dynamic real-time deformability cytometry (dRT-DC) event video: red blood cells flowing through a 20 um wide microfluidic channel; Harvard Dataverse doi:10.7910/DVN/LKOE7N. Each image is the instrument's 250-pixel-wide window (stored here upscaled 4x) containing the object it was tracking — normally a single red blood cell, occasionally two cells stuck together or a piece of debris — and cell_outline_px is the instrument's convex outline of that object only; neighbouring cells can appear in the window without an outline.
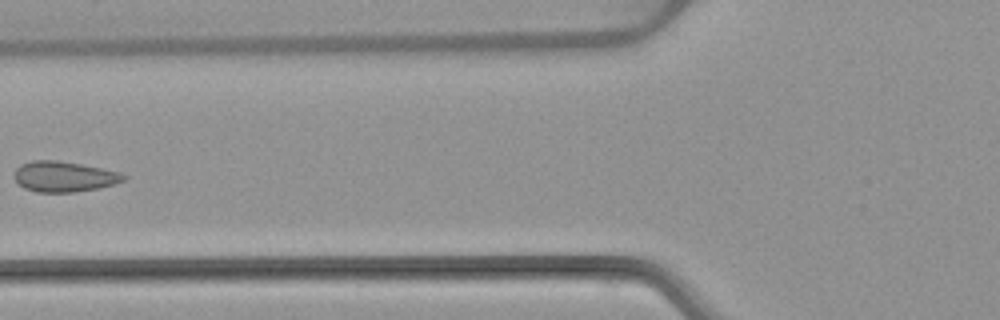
{"species": "common noctule bat (a hibernating species)", "species_latin": "Nyctalus noctula", "temperature_condition": "warm", "stored_images_in_passage": 7, "camera_frame_rate_fps": 3000, "um_per_image_px": 0.085, "animal": {"sex": "female", "body_mass_g": 22.7, "forearm_length_mm": 54.2}, "frame": {"image": 1, "passage_image": 6, "time_ms": 6.0, "image_size_px": [1000, 320], "cell_outline_px": [[128, 176], [124, 180], [116, 184], [96, 188], [72, 192], [36, 192], [24, 188], [12, 176], [16, 168], [20, 164], [32, 160], [56, 160], [80, 164], [120, 172]], "centroid_in_image_um": [5.42, 15.0], "position_along_channel_um": 120.4, "area_um2": 19.42}}
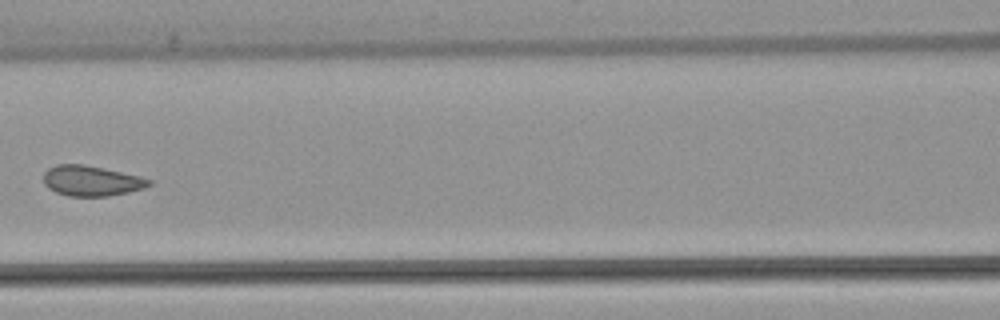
{"frame": {"image": 2, "passage_image": 7, "time_ms": 7.0, "image_size_px": [1000, 320], "cell_outline_px": [[152, 184], [144, 188], [128, 192], [108, 196], [68, 196], [56, 192], [48, 188], [44, 184], [44, 172], [48, 168], [56, 164], [84, 164], [104, 168], [140, 176], [152, 180]], "centroid_in_image_um": [7.76, 15.36], "position_along_channel_um": 158.8, "area_um2": 18.73}}